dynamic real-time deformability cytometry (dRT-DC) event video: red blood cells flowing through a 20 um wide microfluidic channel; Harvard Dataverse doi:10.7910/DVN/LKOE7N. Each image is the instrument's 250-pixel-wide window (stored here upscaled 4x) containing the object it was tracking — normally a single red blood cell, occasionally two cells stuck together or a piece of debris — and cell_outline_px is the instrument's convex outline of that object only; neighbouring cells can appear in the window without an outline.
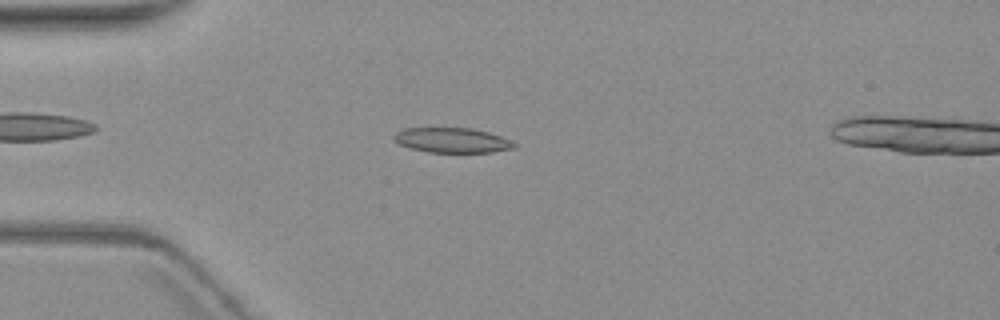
{"species": "common noctule bat (a hibernating species)", "species_latin": "Nyctalus noctula", "temperature_condition": "warm", "stored_images_in_passage": 8, "camera_frame_rate_fps": 3000, "um_per_image_px": 0.085, "animal": {"sex": "female", "body_mass_g": 19.3, "forearm_length_mm": 54.1}, "frame": {"image": 1, "passage_image": 4, "time_ms": 4.667, "image_size_px": [1000, 320], "cell_outline_px": [[516, 148], [492, 152], [428, 152], [408, 148], [392, 140], [392, 136], [396, 132], [404, 128], [472, 128], [488, 132], [512, 140], [516, 144]], "centroid_in_image_um": [38.41, 11.92], "position_along_channel_um": 46.6, "area_um2": 17.63}}
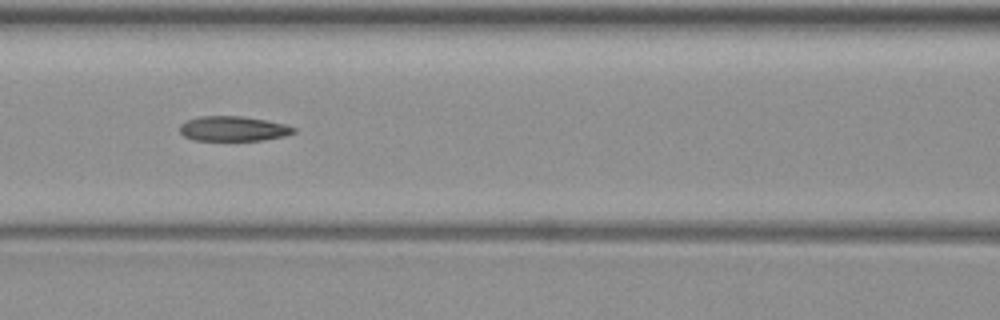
{"frame": {"image": 2, "passage_image": 7, "time_ms": 8.0, "image_size_px": [1000, 320], "cell_outline_px": [[296, 132], [284, 136], [264, 140], [192, 140], [184, 136], [180, 132], [180, 124], [188, 120], [200, 116], [244, 116], [284, 124], [296, 128]], "centroid_in_image_um": [19.82, 10.94], "position_along_channel_um": 146.8, "area_um2": 16.47}}
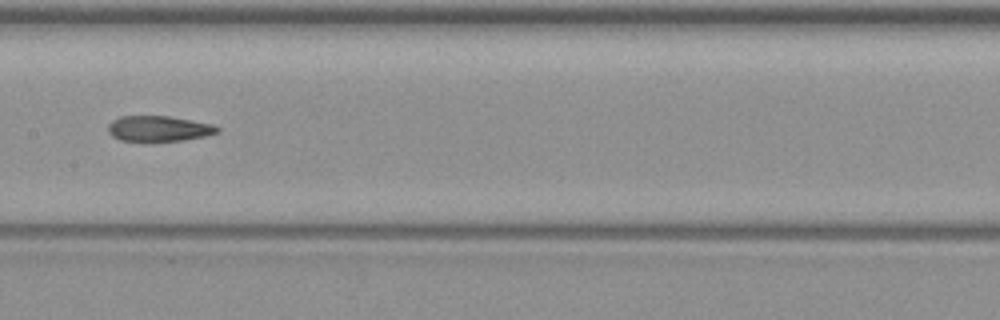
{"frame": {"image": 3, "passage_image": 8, "time_ms": 9.333, "image_size_px": [1000, 320], "cell_outline_px": [[220, 132], [208, 136], [184, 140], [120, 140], [112, 136], [108, 132], [108, 124], [112, 120], [120, 116], [168, 116], [212, 124], [220, 128]], "centroid_in_image_um": [13.51, 10.92], "position_along_channel_um": 193.9, "area_um2": 16.13}}